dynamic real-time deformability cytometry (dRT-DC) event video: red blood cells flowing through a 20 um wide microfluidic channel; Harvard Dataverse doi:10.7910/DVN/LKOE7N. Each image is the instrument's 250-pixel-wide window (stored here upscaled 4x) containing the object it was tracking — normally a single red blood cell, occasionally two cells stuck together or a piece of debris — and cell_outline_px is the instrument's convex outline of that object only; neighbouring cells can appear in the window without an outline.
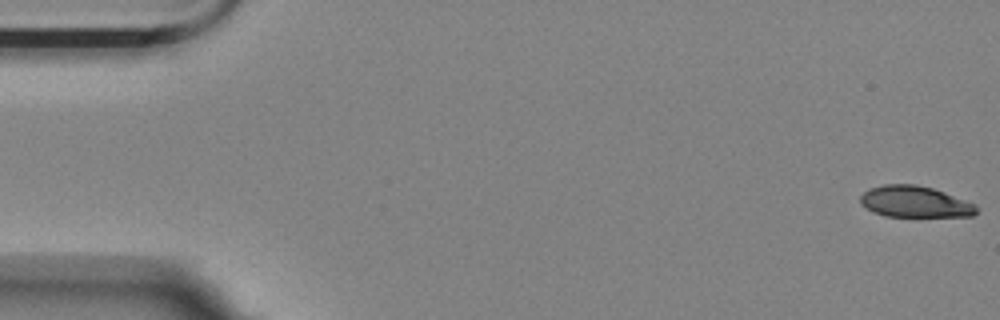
{"species": "Egyptian fruit bat (a non-hibernating species)", "species_latin": "Rousettus aegyptiacus", "temperature_condition": "room temperature", "stored_images_in_passage": 6, "camera_frame_rate_fps": 3000, "um_per_image_px": 0.085, "animal": {"sex": "female"}, "frame": {"image": 1, "passage_image": 1, "time_ms": 0.0, "image_size_px": [1000, 320], "cell_outline_px": [[976, 212], [972, 216], [884, 216], [872, 212], [860, 204], [860, 196], [868, 188], [884, 184], [916, 184], [932, 188], [944, 192], [976, 204]], "centroid_in_image_um": [77.71, 17.14], "position_along_channel_um": 7.3, "area_um2": 21.21}}
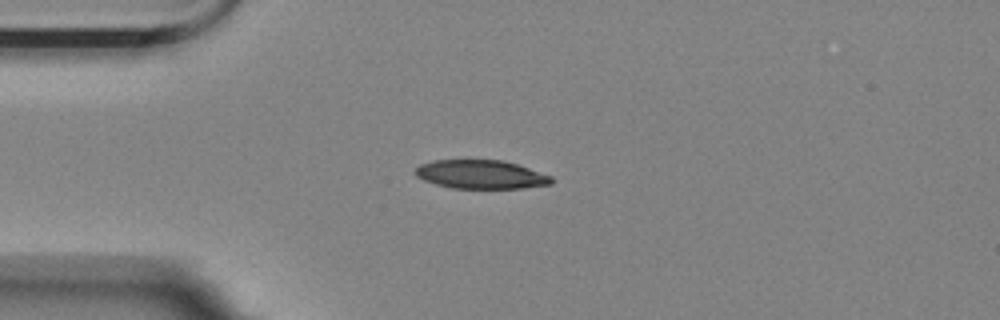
{"frame": {"image": 2, "passage_image": 5, "time_ms": 1.333, "image_size_px": [1000, 320], "cell_outline_px": [[552, 184], [524, 188], [452, 188], [436, 184], [424, 180], [416, 176], [412, 172], [420, 164], [432, 160], [504, 160], [552, 176]], "centroid_in_image_um": [40.85, 14.82], "position_along_channel_um": 44.2, "area_um2": 22.77}}